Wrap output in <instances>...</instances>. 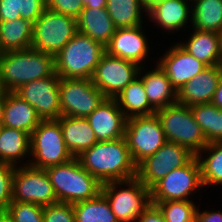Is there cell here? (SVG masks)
Listing matches in <instances>:
<instances>
[{
  "label": "cell",
  "instance_id": "obj_1",
  "mask_svg": "<svg viewBox=\"0 0 222 222\" xmlns=\"http://www.w3.org/2000/svg\"><path fill=\"white\" fill-rule=\"evenodd\" d=\"M76 158L102 184L132 179L137 175V165L131 157L125 137L97 142Z\"/></svg>",
  "mask_w": 222,
  "mask_h": 222
},
{
  "label": "cell",
  "instance_id": "obj_2",
  "mask_svg": "<svg viewBox=\"0 0 222 222\" xmlns=\"http://www.w3.org/2000/svg\"><path fill=\"white\" fill-rule=\"evenodd\" d=\"M54 73V55L33 48L0 55V82L5 92H15L24 84Z\"/></svg>",
  "mask_w": 222,
  "mask_h": 222
},
{
  "label": "cell",
  "instance_id": "obj_3",
  "mask_svg": "<svg viewBox=\"0 0 222 222\" xmlns=\"http://www.w3.org/2000/svg\"><path fill=\"white\" fill-rule=\"evenodd\" d=\"M53 186L57 202L74 204L101 193L102 183L82 167L77 158L45 169Z\"/></svg>",
  "mask_w": 222,
  "mask_h": 222
},
{
  "label": "cell",
  "instance_id": "obj_4",
  "mask_svg": "<svg viewBox=\"0 0 222 222\" xmlns=\"http://www.w3.org/2000/svg\"><path fill=\"white\" fill-rule=\"evenodd\" d=\"M105 53V46L77 32L55 56V72L60 78L91 79Z\"/></svg>",
  "mask_w": 222,
  "mask_h": 222
},
{
  "label": "cell",
  "instance_id": "obj_5",
  "mask_svg": "<svg viewBox=\"0 0 222 222\" xmlns=\"http://www.w3.org/2000/svg\"><path fill=\"white\" fill-rule=\"evenodd\" d=\"M168 142L177 143L197 155L208 142L191 108L178 102L156 110Z\"/></svg>",
  "mask_w": 222,
  "mask_h": 222
},
{
  "label": "cell",
  "instance_id": "obj_6",
  "mask_svg": "<svg viewBox=\"0 0 222 222\" xmlns=\"http://www.w3.org/2000/svg\"><path fill=\"white\" fill-rule=\"evenodd\" d=\"M30 155L33 156L32 162L24 165L44 170L65 164L74 158L66 147L62 129L57 120H42L38 124L30 135Z\"/></svg>",
  "mask_w": 222,
  "mask_h": 222
},
{
  "label": "cell",
  "instance_id": "obj_7",
  "mask_svg": "<svg viewBox=\"0 0 222 222\" xmlns=\"http://www.w3.org/2000/svg\"><path fill=\"white\" fill-rule=\"evenodd\" d=\"M123 184L128 188L118 191V186ZM101 193L109 202L118 222H135L152 203L151 189H148L137 177L103 183Z\"/></svg>",
  "mask_w": 222,
  "mask_h": 222
},
{
  "label": "cell",
  "instance_id": "obj_8",
  "mask_svg": "<svg viewBox=\"0 0 222 222\" xmlns=\"http://www.w3.org/2000/svg\"><path fill=\"white\" fill-rule=\"evenodd\" d=\"M77 32L76 18L46 8L33 24L31 48L56 56Z\"/></svg>",
  "mask_w": 222,
  "mask_h": 222
},
{
  "label": "cell",
  "instance_id": "obj_9",
  "mask_svg": "<svg viewBox=\"0 0 222 222\" xmlns=\"http://www.w3.org/2000/svg\"><path fill=\"white\" fill-rule=\"evenodd\" d=\"M124 137L136 165L153 155L167 142L156 114L127 118Z\"/></svg>",
  "mask_w": 222,
  "mask_h": 222
},
{
  "label": "cell",
  "instance_id": "obj_10",
  "mask_svg": "<svg viewBox=\"0 0 222 222\" xmlns=\"http://www.w3.org/2000/svg\"><path fill=\"white\" fill-rule=\"evenodd\" d=\"M201 187V167L195 155L186 165L172 170L151 188V201L189 200L188 196Z\"/></svg>",
  "mask_w": 222,
  "mask_h": 222
},
{
  "label": "cell",
  "instance_id": "obj_11",
  "mask_svg": "<svg viewBox=\"0 0 222 222\" xmlns=\"http://www.w3.org/2000/svg\"><path fill=\"white\" fill-rule=\"evenodd\" d=\"M59 94L61 116L87 117L105 99L91 79L61 78Z\"/></svg>",
  "mask_w": 222,
  "mask_h": 222
},
{
  "label": "cell",
  "instance_id": "obj_12",
  "mask_svg": "<svg viewBox=\"0 0 222 222\" xmlns=\"http://www.w3.org/2000/svg\"><path fill=\"white\" fill-rule=\"evenodd\" d=\"M194 156L188 148L167 141L153 155L137 165L136 177L151 189L169 172L186 165Z\"/></svg>",
  "mask_w": 222,
  "mask_h": 222
},
{
  "label": "cell",
  "instance_id": "obj_13",
  "mask_svg": "<svg viewBox=\"0 0 222 222\" xmlns=\"http://www.w3.org/2000/svg\"><path fill=\"white\" fill-rule=\"evenodd\" d=\"M12 201L34 203L43 207L56 203L57 197L46 171L29 165L16 167Z\"/></svg>",
  "mask_w": 222,
  "mask_h": 222
},
{
  "label": "cell",
  "instance_id": "obj_14",
  "mask_svg": "<svg viewBox=\"0 0 222 222\" xmlns=\"http://www.w3.org/2000/svg\"><path fill=\"white\" fill-rule=\"evenodd\" d=\"M140 67L134 62L111 56L105 52L96 66L91 80L105 98L114 99L138 77Z\"/></svg>",
  "mask_w": 222,
  "mask_h": 222
},
{
  "label": "cell",
  "instance_id": "obj_15",
  "mask_svg": "<svg viewBox=\"0 0 222 222\" xmlns=\"http://www.w3.org/2000/svg\"><path fill=\"white\" fill-rule=\"evenodd\" d=\"M60 79L55 72L22 85L15 93L36 110L41 120H57L61 117Z\"/></svg>",
  "mask_w": 222,
  "mask_h": 222
},
{
  "label": "cell",
  "instance_id": "obj_16",
  "mask_svg": "<svg viewBox=\"0 0 222 222\" xmlns=\"http://www.w3.org/2000/svg\"><path fill=\"white\" fill-rule=\"evenodd\" d=\"M168 50L157 63L165 71L176 91L208 67L188 53L179 43Z\"/></svg>",
  "mask_w": 222,
  "mask_h": 222
},
{
  "label": "cell",
  "instance_id": "obj_17",
  "mask_svg": "<svg viewBox=\"0 0 222 222\" xmlns=\"http://www.w3.org/2000/svg\"><path fill=\"white\" fill-rule=\"evenodd\" d=\"M142 25L135 27L116 28L110 41L105 45V52L141 65L149 55V45L143 34ZM142 63V64H141Z\"/></svg>",
  "mask_w": 222,
  "mask_h": 222
},
{
  "label": "cell",
  "instance_id": "obj_18",
  "mask_svg": "<svg viewBox=\"0 0 222 222\" xmlns=\"http://www.w3.org/2000/svg\"><path fill=\"white\" fill-rule=\"evenodd\" d=\"M97 141H113L124 137L126 117L115 99L104 101L87 117Z\"/></svg>",
  "mask_w": 222,
  "mask_h": 222
},
{
  "label": "cell",
  "instance_id": "obj_19",
  "mask_svg": "<svg viewBox=\"0 0 222 222\" xmlns=\"http://www.w3.org/2000/svg\"><path fill=\"white\" fill-rule=\"evenodd\" d=\"M220 79L218 65L208 66L177 91V102L189 107L211 103Z\"/></svg>",
  "mask_w": 222,
  "mask_h": 222
},
{
  "label": "cell",
  "instance_id": "obj_20",
  "mask_svg": "<svg viewBox=\"0 0 222 222\" xmlns=\"http://www.w3.org/2000/svg\"><path fill=\"white\" fill-rule=\"evenodd\" d=\"M36 110L15 92H4L2 126L22 130L29 135L41 122Z\"/></svg>",
  "mask_w": 222,
  "mask_h": 222
},
{
  "label": "cell",
  "instance_id": "obj_21",
  "mask_svg": "<svg viewBox=\"0 0 222 222\" xmlns=\"http://www.w3.org/2000/svg\"><path fill=\"white\" fill-rule=\"evenodd\" d=\"M188 1L191 0H164L152 3L147 7L148 18L168 32L175 29L177 31L192 19V8Z\"/></svg>",
  "mask_w": 222,
  "mask_h": 222
},
{
  "label": "cell",
  "instance_id": "obj_22",
  "mask_svg": "<svg viewBox=\"0 0 222 222\" xmlns=\"http://www.w3.org/2000/svg\"><path fill=\"white\" fill-rule=\"evenodd\" d=\"M57 121L60 123L66 147L74 158L98 142L86 117L61 116Z\"/></svg>",
  "mask_w": 222,
  "mask_h": 222
},
{
  "label": "cell",
  "instance_id": "obj_23",
  "mask_svg": "<svg viewBox=\"0 0 222 222\" xmlns=\"http://www.w3.org/2000/svg\"><path fill=\"white\" fill-rule=\"evenodd\" d=\"M142 68L144 69V67H140L138 76H141L140 78L150 105L155 110H158L176 103L177 91L159 64L154 70L145 72V75L142 73Z\"/></svg>",
  "mask_w": 222,
  "mask_h": 222
},
{
  "label": "cell",
  "instance_id": "obj_24",
  "mask_svg": "<svg viewBox=\"0 0 222 222\" xmlns=\"http://www.w3.org/2000/svg\"><path fill=\"white\" fill-rule=\"evenodd\" d=\"M77 30L105 46L115 33L116 27L106 8L84 7L77 18Z\"/></svg>",
  "mask_w": 222,
  "mask_h": 222
},
{
  "label": "cell",
  "instance_id": "obj_25",
  "mask_svg": "<svg viewBox=\"0 0 222 222\" xmlns=\"http://www.w3.org/2000/svg\"><path fill=\"white\" fill-rule=\"evenodd\" d=\"M114 99L126 118L150 116L156 113L148 101L140 76L126 86Z\"/></svg>",
  "mask_w": 222,
  "mask_h": 222
},
{
  "label": "cell",
  "instance_id": "obj_26",
  "mask_svg": "<svg viewBox=\"0 0 222 222\" xmlns=\"http://www.w3.org/2000/svg\"><path fill=\"white\" fill-rule=\"evenodd\" d=\"M33 23L23 18L0 21V52L29 49L32 46Z\"/></svg>",
  "mask_w": 222,
  "mask_h": 222
},
{
  "label": "cell",
  "instance_id": "obj_27",
  "mask_svg": "<svg viewBox=\"0 0 222 222\" xmlns=\"http://www.w3.org/2000/svg\"><path fill=\"white\" fill-rule=\"evenodd\" d=\"M189 40L180 45L197 60L207 66H215L221 61L217 32L193 29Z\"/></svg>",
  "mask_w": 222,
  "mask_h": 222
},
{
  "label": "cell",
  "instance_id": "obj_28",
  "mask_svg": "<svg viewBox=\"0 0 222 222\" xmlns=\"http://www.w3.org/2000/svg\"><path fill=\"white\" fill-rule=\"evenodd\" d=\"M30 154V135L22 130L0 127V162L17 166Z\"/></svg>",
  "mask_w": 222,
  "mask_h": 222
},
{
  "label": "cell",
  "instance_id": "obj_29",
  "mask_svg": "<svg viewBox=\"0 0 222 222\" xmlns=\"http://www.w3.org/2000/svg\"><path fill=\"white\" fill-rule=\"evenodd\" d=\"M193 29L219 32L222 29V0H191Z\"/></svg>",
  "mask_w": 222,
  "mask_h": 222
},
{
  "label": "cell",
  "instance_id": "obj_30",
  "mask_svg": "<svg viewBox=\"0 0 222 222\" xmlns=\"http://www.w3.org/2000/svg\"><path fill=\"white\" fill-rule=\"evenodd\" d=\"M106 10L116 28L140 26L143 23L141 13H147L142 0H107Z\"/></svg>",
  "mask_w": 222,
  "mask_h": 222
},
{
  "label": "cell",
  "instance_id": "obj_31",
  "mask_svg": "<svg viewBox=\"0 0 222 222\" xmlns=\"http://www.w3.org/2000/svg\"><path fill=\"white\" fill-rule=\"evenodd\" d=\"M190 108L207 142H222V109L212 103L197 104Z\"/></svg>",
  "mask_w": 222,
  "mask_h": 222
},
{
  "label": "cell",
  "instance_id": "obj_32",
  "mask_svg": "<svg viewBox=\"0 0 222 222\" xmlns=\"http://www.w3.org/2000/svg\"><path fill=\"white\" fill-rule=\"evenodd\" d=\"M75 222H118L106 197H97L73 204Z\"/></svg>",
  "mask_w": 222,
  "mask_h": 222
},
{
  "label": "cell",
  "instance_id": "obj_33",
  "mask_svg": "<svg viewBox=\"0 0 222 222\" xmlns=\"http://www.w3.org/2000/svg\"><path fill=\"white\" fill-rule=\"evenodd\" d=\"M205 151L209 153L206 158L203 155L201 156V152ZM196 157L201 167L203 187H206V185H222V142L208 143Z\"/></svg>",
  "mask_w": 222,
  "mask_h": 222
},
{
  "label": "cell",
  "instance_id": "obj_34",
  "mask_svg": "<svg viewBox=\"0 0 222 222\" xmlns=\"http://www.w3.org/2000/svg\"><path fill=\"white\" fill-rule=\"evenodd\" d=\"M152 204L159 208L166 222H196L197 206L192 200H169Z\"/></svg>",
  "mask_w": 222,
  "mask_h": 222
},
{
  "label": "cell",
  "instance_id": "obj_35",
  "mask_svg": "<svg viewBox=\"0 0 222 222\" xmlns=\"http://www.w3.org/2000/svg\"><path fill=\"white\" fill-rule=\"evenodd\" d=\"M11 222H43V206L12 201L3 213Z\"/></svg>",
  "mask_w": 222,
  "mask_h": 222
},
{
  "label": "cell",
  "instance_id": "obj_36",
  "mask_svg": "<svg viewBox=\"0 0 222 222\" xmlns=\"http://www.w3.org/2000/svg\"><path fill=\"white\" fill-rule=\"evenodd\" d=\"M15 166L0 162V214L4 213L12 202V186Z\"/></svg>",
  "mask_w": 222,
  "mask_h": 222
},
{
  "label": "cell",
  "instance_id": "obj_37",
  "mask_svg": "<svg viewBox=\"0 0 222 222\" xmlns=\"http://www.w3.org/2000/svg\"><path fill=\"white\" fill-rule=\"evenodd\" d=\"M43 222H75L73 204L56 202L44 206Z\"/></svg>",
  "mask_w": 222,
  "mask_h": 222
},
{
  "label": "cell",
  "instance_id": "obj_38",
  "mask_svg": "<svg viewBox=\"0 0 222 222\" xmlns=\"http://www.w3.org/2000/svg\"><path fill=\"white\" fill-rule=\"evenodd\" d=\"M46 8L77 19L84 6L81 0H46Z\"/></svg>",
  "mask_w": 222,
  "mask_h": 222
},
{
  "label": "cell",
  "instance_id": "obj_39",
  "mask_svg": "<svg viewBox=\"0 0 222 222\" xmlns=\"http://www.w3.org/2000/svg\"><path fill=\"white\" fill-rule=\"evenodd\" d=\"M46 9V0H18V10L21 18L31 23L41 16Z\"/></svg>",
  "mask_w": 222,
  "mask_h": 222
},
{
  "label": "cell",
  "instance_id": "obj_40",
  "mask_svg": "<svg viewBox=\"0 0 222 222\" xmlns=\"http://www.w3.org/2000/svg\"><path fill=\"white\" fill-rule=\"evenodd\" d=\"M19 18L18 0H0V21H14Z\"/></svg>",
  "mask_w": 222,
  "mask_h": 222
},
{
  "label": "cell",
  "instance_id": "obj_41",
  "mask_svg": "<svg viewBox=\"0 0 222 222\" xmlns=\"http://www.w3.org/2000/svg\"><path fill=\"white\" fill-rule=\"evenodd\" d=\"M138 220V221H137ZM135 222H166L159 208L150 204L136 219Z\"/></svg>",
  "mask_w": 222,
  "mask_h": 222
},
{
  "label": "cell",
  "instance_id": "obj_42",
  "mask_svg": "<svg viewBox=\"0 0 222 222\" xmlns=\"http://www.w3.org/2000/svg\"><path fill=\"white\" fill-rule=\"evenodd\" d=\"M196 222H222V212L218 211H204L196 213Z\"/></svg>",
  "mask_w": 222,
  "mask_h": 222
},
{
  "label": "cell",
  "instance_id": "obj_43",
  "mask_svg": "<svg viewBox=\"0 0 222 222\" xmlns=\"http://www.w3.org/2000/svg\"><path fill=\"white\" fill-rule=\"evenodd\" d=\"M214 106L222 109V79H220L217 89L214 93L212 102H211Z\"/></svg>",
  "mask_w": 222,
  "mask_h": 222
},
{
  "label": "cell",
  "instance_id": "obj_44",
  "mask_svg": "<svg viewBox=\"0 0 222 222\" xmlns=\"http://www.w3.org/2000/svg\"><path fill=\"white\" fill-rule=\"evenodd\" d=\"M84 7L106 8L107 0H81Z\"/></svg>",
  "mask_w": 222,
  "mask_h": 222
},
{
  "label": "cell",
  "instance_id": "obj_45",
  "mask_svg": "<svg viewBox=\"0 0 222 222\" xmlns=\"http://www.w3.org/2000/svg\"><path fill=\"white\" fill-rule=\"evenodd\" d=\"M3 104H4V93L0 95V127L3 122Z\"/></svg>",
  "mask_w": 222,
  "mask_h": 222
},
{
  "label": "cell",
  "instance_id": "obj_46",
  "mask_svg": "<svg viewBox=\"0 0 222 222\" xmlns=\"http://www.w3.org/2000/svg\"><path fill=\"white\" fill-rule=\"evenodd\" d=\"M219 37V51H220V57L222 60V29L218 32Z\"/></svg>",
  "mask_w": 222,
  "mask_h": 222
},
{
  "label": "cell",
  "instance_id": "obj_47",
  "mask_svg": "<svg viewBox=\"0 0 222 222\" xmlns=\"http://www.w3.org/2000/svg\"><path fill=\"white\" fill-rule=\"evenodd\" d=\"M143 3L145 4L146 7H148L149 5H151L152 3H157L159 1H164V0H142Z\"/></svg>",
  "mask_w": 222,
  "mask_h": 222
},
{
  "label": "cell",
  "instance_id": "obj_48",
  "mask_svg": "<svg viewBox=\"0 0 222 222\" xmlns=\"http://www.w3.org/2000/svg\"><path fill=\"white\" fill-rule=\"evenodd\" d=\"M0 222H11L3 213L0 214Z\"/></svg>",
  "mask_w": 222,
  "mask_h": 222
},
{
  "label": "cell",
  "instance_id": "obj_49",
  "mask_svg": "<svg viewBox=\"0 0 222 222\" xmlns=\"http://www.w3.org/2000/svg\"><path fill=\"white\" fill-rule=\"evenodd\" d=\"M218 67H219L221 79H222V60L218 63Z\"/></svg>",
  "mask_w": 222,
  "mask_h": 222
},
{
  "label": "cell",
  "instance_id": "obj_50",
  "mask_svg": "<svg viewBox=\"0 0 222 222\" xmlns=\"http://www.w3.org/2000/svg\"><path fill=\"white\" fill-rule=\"evenodd\" d=\"M4 92L5 91H4V89H3L2 85H1V82H0V95H2Z\"/></svg>",
  "mask_w": 222,
  "mask_h": 222
}]
</instances>
